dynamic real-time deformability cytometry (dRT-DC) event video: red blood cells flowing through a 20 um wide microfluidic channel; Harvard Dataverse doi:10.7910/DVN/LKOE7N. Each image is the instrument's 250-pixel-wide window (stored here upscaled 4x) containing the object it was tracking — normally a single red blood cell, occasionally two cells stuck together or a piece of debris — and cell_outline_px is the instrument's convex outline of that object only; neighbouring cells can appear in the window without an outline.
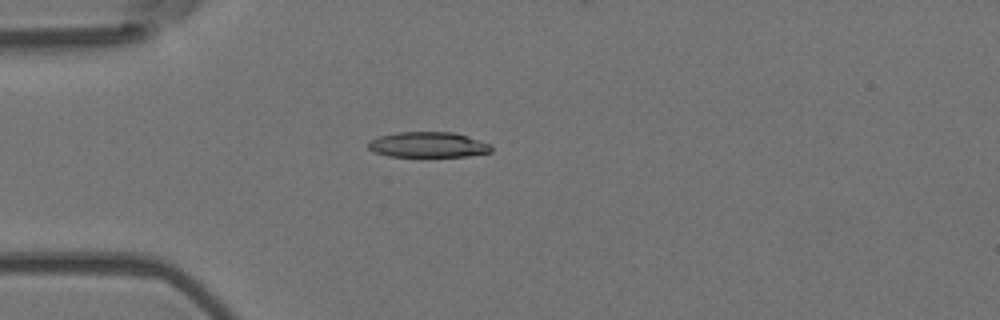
{"species": "Egyptian fruit bat (a non-hibernating species)", "species_latin": "Rousettus aegyptiacus", "temperature_condition": "room temperature", "stored_images_in_passage": 5, "camera_frame_rate_fps": 3000, "um_per_image_px": 0.085, "animal": {"sex": "female"}, "frame": {"image": 1, "passage_image": 4, "time_ms": 1.0, "image_size_px": [1000, 320], "cell_outline_px": [[492, 152], [468, 156], [388, 156], [376, 152], [368, 148], [368, 144], [372, 140], [380, 136], [396, 132], [452, 132], [488, 144], [492, 148]], "centroid_in_image_um": [36.36, 12.3], "position_along_channel_um": 48.6, "area_um2": 17.8}}